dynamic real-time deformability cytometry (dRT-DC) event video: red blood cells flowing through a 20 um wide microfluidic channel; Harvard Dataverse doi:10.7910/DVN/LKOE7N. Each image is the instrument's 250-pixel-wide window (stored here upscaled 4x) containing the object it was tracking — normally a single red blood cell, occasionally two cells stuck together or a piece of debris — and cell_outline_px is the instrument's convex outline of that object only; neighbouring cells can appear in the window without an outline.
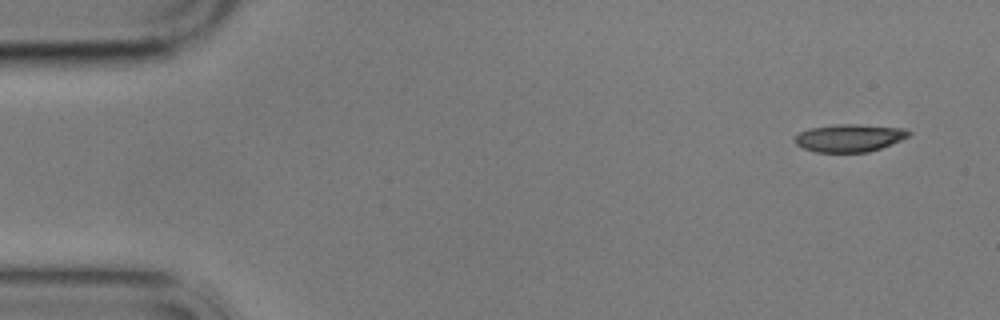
{"species": "common noctule bat (a hibernating species)", "species_latin": "Nyctalus noctula", "temperature_condition": "cold", "stored_images_in_passage": 3, "camera_frame_rate_fps": 3000, "um_per_image_px": 0.085, "animal": {"sex": "male", "body_mass_g": 17.9}, "frame": {"image": 1, "passage_image": 1, "time_ms": 0.0, "image_size_px": [1000, 320], "cell_outline_px": [[912, 132], [908, 136], [900, 140], [880, 148], [868, 152], [816, 152], [804, 148], [796, 144], [792, 140], [800, 132], [808, 128], [836, 124], [860, 124], [904, 128]], "centroid_in_image_um": [72.17, 11.71], "position_along_channel_um": 12.8, "area_um2": 18.38}}